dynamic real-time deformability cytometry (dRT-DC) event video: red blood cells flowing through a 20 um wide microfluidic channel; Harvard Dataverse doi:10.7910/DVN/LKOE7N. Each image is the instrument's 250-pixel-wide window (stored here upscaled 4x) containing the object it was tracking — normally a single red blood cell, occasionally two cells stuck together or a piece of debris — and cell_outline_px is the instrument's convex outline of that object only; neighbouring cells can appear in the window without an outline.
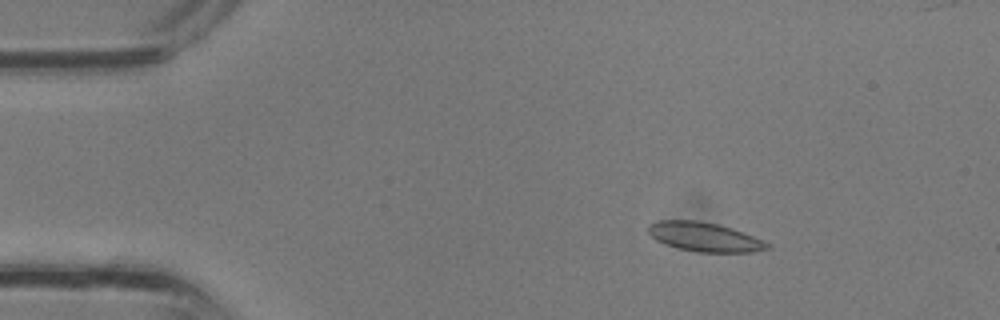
{"species": "common noctule bat (a hibernating species)", "species_latin": "Nyctalus noctula", "temperature_condition": "room temperature", "stored_images_in_passage": 35, "camera_frame_rate_fps": 3000, "um_per_image_px": 0.085, "animal": {"sex": "male", "body_mass_g": 13.3}, "frame": {"image": 1, "passage_image": 5, "time_ms": 1.333, "image_size_px": [1000, 320], "cell_outline_px": [[772, 248], [752, 252], [696, 252], [676, 248], [664, 244], [656, 240], [648, 232], [648, 224], [660, 220], [696, 220], [716, 224], [732, 228], [752, 236], [768, 244]], "centroid_in_image_um": [59.83, 20.14], "position_along_channel_um": 25.2, "area_um2": 20.11}}
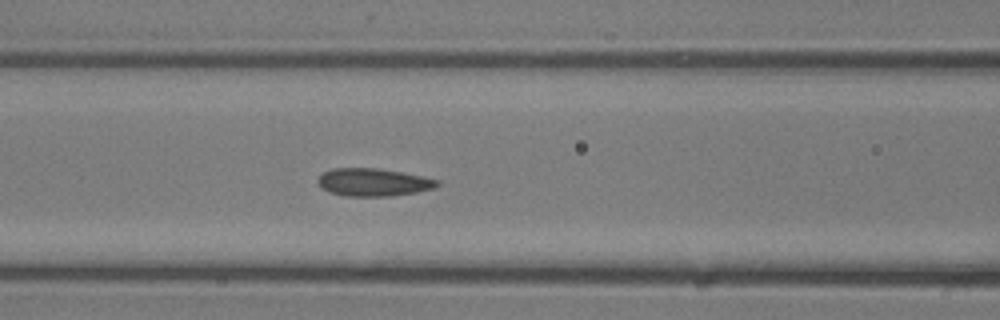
{"frame": {"image": 2, "passage_image": 14, "time_ms": 4.333, "image_size_px": [1000, 320], "cell_outline_px": [[440, 184], [432, 188], [416, 192], [392, 196], [344, 196], [328, 192], [320, 188], [316, 180], [324, 172], [332, 168], [376, 168], [400, 172], [440, 180]], "centroid_in_image_um": [31.68, 15.5], "position_along_channel_um": 134.9, "area_um2": 19.31}}
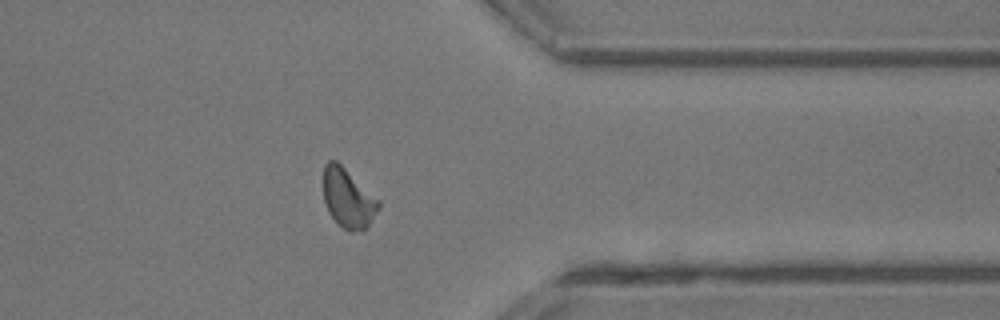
{"frame": {"image": 3, "passage_image": 27, "time_ms": 8.667, "image_size_px": [1000, 320], "cell_outline_px": [[380, 208], [368, 224], [364, 228], [352, 232], [344, 228], [328, 212], [324, 200], [324, 164], [328, 160], [336, 160], [380, 200]], "centroid_in_image_um": [29.58, 16.82], "position_along_channel_um": 381.8, "area_um2": 18.73}}